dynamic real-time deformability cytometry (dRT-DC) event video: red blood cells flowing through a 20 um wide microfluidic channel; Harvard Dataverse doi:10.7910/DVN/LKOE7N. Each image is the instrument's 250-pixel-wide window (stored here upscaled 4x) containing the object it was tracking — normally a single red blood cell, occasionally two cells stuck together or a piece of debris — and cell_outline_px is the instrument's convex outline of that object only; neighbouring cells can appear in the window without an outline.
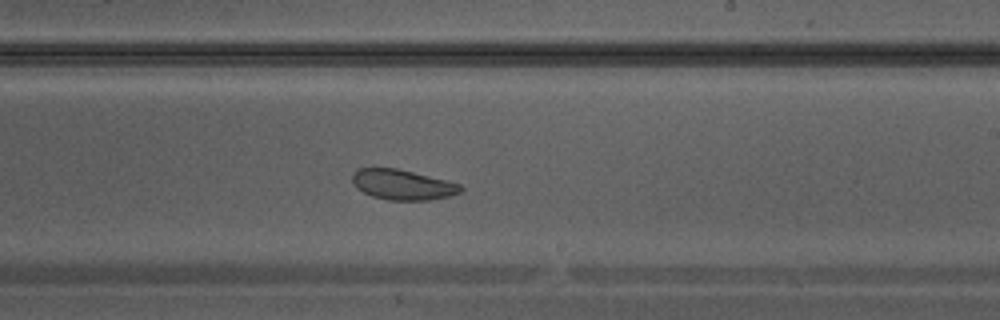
{"species": "Egyptian fruit bat (a non-hibernating species)", "species_latin": "Rousettus aegyptiacus", "temperature_condition": "warm", "stored_images_in_passage": 27, "camera_frame_rate_fps": 3000, "um_per_image_px": 0.085, "animal": {"sex": "male"}, "frame": {"image": 1, "passage_image": 12, "time_ms": 3.667, "image_size_px": [1000, 320], "cell_outline_px": [[464, 188], [460, 192], [448, 196], [428, 200], [388, 200], [372, 196], [356, 188], [352, 184], [352, 176], [360, 168], [396, 168], [460, 184]], "centroid_in_image_um": [34.19, 15.7], "position_along_channel_um": 254.8, "area_um2": 18.79}}